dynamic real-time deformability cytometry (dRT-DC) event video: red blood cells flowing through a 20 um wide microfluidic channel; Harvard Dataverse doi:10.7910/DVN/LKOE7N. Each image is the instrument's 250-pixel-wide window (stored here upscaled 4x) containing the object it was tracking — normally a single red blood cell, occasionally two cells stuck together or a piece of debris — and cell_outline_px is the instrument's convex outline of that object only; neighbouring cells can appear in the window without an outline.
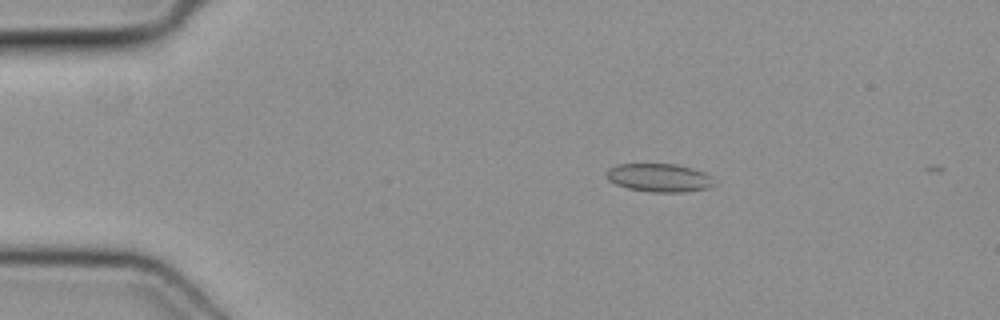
{"species": "common noctule bat (a hibernating species)", "species_latin": "Nyctalus noctula", "temperature_condition": "cold", "stored_images_in_passage": 49, "camera_frame_rate_fps": 3000, "um_per_image_px": 0.085, "animal": {"sex": "female", "body_mass_g": 19.3, "forearm_length_mm": 54.1}, "frame": {"image": 1, "passage_image": 9, "time_ms": 2.667, "image_size_px": [1000, 320], "cell_outline_px": [[716, 184], [708, 188], [684, 192], [652, 192], [628, 188], [616, 184], [608, 180], [604, 176], [604, 172], [608, 168], [616, 164], [676, 164], [692, 168], [704, 172], [712, 176]], "centroid_in_image_um": [56.02, 15.1], "position_along_channel_um": 29.0, "area_um2": 18.03}}
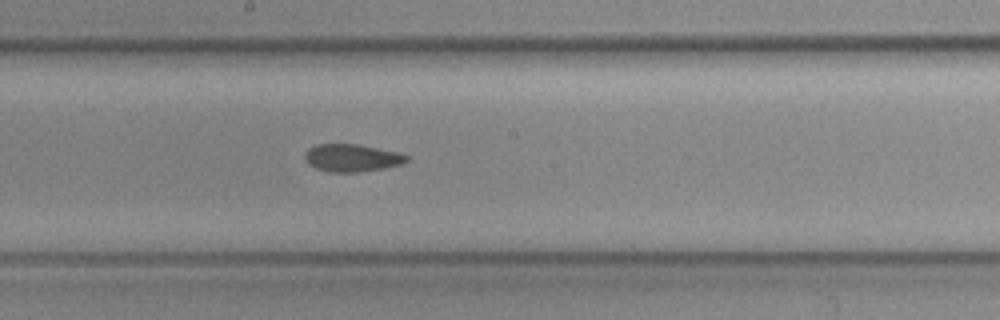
{"frame": {"image": 2, "passage_image": 27, "time_ms": 8.667, "image_size_px": [1000, 320], "cell_outline_px": [[408, 160], [400, 164], [384, 168], [360, 172], [328, 172], [316, 168], [308, 164], [304, 156], [308, 148], [316, 144], [356, 144], [396, 152], [408, 156]], "centroid_in_image_um": [29.86, 13.42], "position_along_channel_um": 218.3, "area_um2": 16.18}}
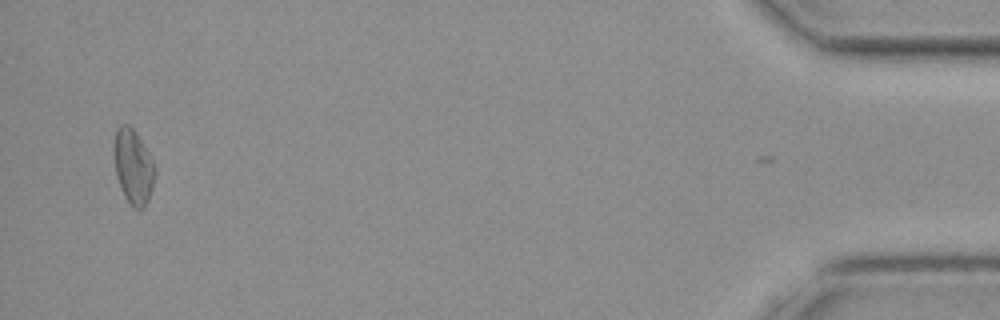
{"frame": {"image": 3, "passage_image": 48, "time_ms": 15.667, "image_size_px": [1000, 320], "cell_outline_px": [[156, 172], [152, 188], [148, 200], [144, 208], [140, 212], [132, 208], [124, 196], [116, 176], [116, 132], [124, 124], [128, 124], [136, 132], [152, 160], [156, 168]], "centroid_in_image_um": [11.37, 14.27], "position_along_channel_um": 423.8, "area_um2": 17.34}}